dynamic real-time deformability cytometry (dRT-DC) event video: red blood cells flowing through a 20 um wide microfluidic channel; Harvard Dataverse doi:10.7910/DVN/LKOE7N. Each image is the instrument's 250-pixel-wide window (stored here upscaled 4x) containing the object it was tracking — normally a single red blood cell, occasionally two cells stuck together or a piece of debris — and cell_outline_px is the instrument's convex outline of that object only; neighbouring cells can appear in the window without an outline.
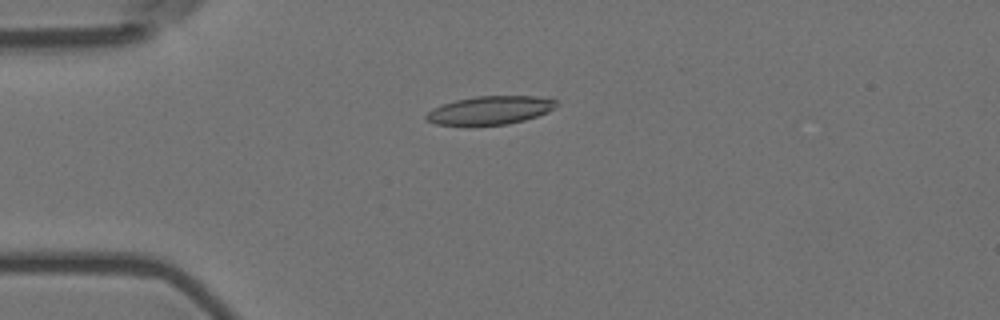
{"species": "Egyptian fruit bat (a non-hibernating species)", "species_latin": "Rousettus aegyptiacus", "temperature_condition": "room temperature", "stored_images_in_passage": 8, "camera_frame_rate_fps": 3000, "um_per_image_px": 0.085, "animal": {"sex": "female"}, "frame": {"image": 1, "passage_image": 5, "time_ms": 1.333, "image_size_px": [1000, 320], "cell_outline_px": [[556, 108], [548, 112], [524, 120], [508, 124], [436, 124], [424, 120], [424, 116], [432, 108], [456, 100], [476, 96], [536, 96], [556, 100]], "centroid_in_image_um": [41.66, 9.36], "position_along_channel_um": 43.3, "area_um2": 21.21}}
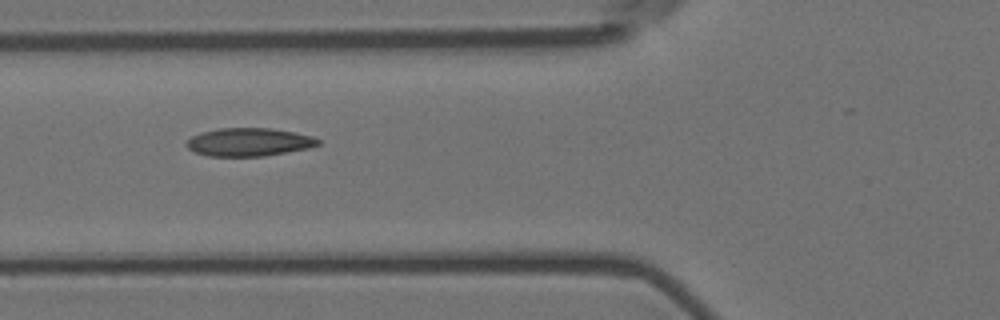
{"frame": {"image": 2, "passage_image": 7, "time_ms": 2.0, "image_size_px": [1000, 320], "cell_outline_px": [[320, 144], [308, 148], [264, 156], [208, 156], [196, 152], [188, 148], [188, 140], [192, 136], [200, 132], [220, 128], [272, 128], [312, 136], [320, 140]], "centroid_in_image_um": [21.17, 12.07], "position_along_channel_um": 104.6, "area_um2": 21.39}}